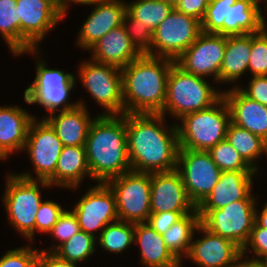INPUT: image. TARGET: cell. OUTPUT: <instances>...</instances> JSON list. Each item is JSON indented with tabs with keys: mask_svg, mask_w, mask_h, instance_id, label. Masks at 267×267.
I'll return each instance as SVG.
<instances>
[{
	"mask_svg": "<svg viewBox=\"0 0 267 267\" xmlns=\"http://www.w3.org/2000/svg\"><path fill=\"white\" fill-rule=\"evenodd\" d=\"M124 2L122 0H101L93 4L94 10L84 21L76 41L82 50H88L110 30L123 24L126 13V3Z\"/></svg>",
	"mask_w": 267,
	"mask_h": 267,
	"instance_id": "19",
	"label": "cell"
},
{
	"mask_svg": "<svg viewBox=\"0 0 267 267\" xmlns=\"http://www.w3.org/2000/svg\"><path fill=\"white\" fill-rule=\"evenodd\" d=\"M226 139L242 158L258 171L255 161L265 154V140L232 122L228 126Z\"/></svg>",
	"mask_w": 267,
	"mask_h": 267,
	"instance_id": "30",
	"label": "cell"
},
{
	"mask_svg": "<svg viewBox=\"0 0 267 267\" xmlns=\"http://www.w3.org/2000/svg\"><path fill=\"white\" fill-rule=\"evenodd\" d=\"M251 77L247 85L248 88L238 85L239 90L249 99L257 101L267 107V77L265 75Z\"/></svg>",
	"mask_w": 267,
	"mask_h": 267,
	"instance_id": "43",
	"label": "cell"
},
{
	"mask_svg": "<svg viewBox=\"0 0 267 267\" xmlns=\"http://www.w3.org/2000/svg\"><path fill=\"white\" fill-rule=\"evenodd\" d=\"M265 154L267 155V140L265 141Z\"/></svg>",
	"mask_w": 267,
	"mask_h": 267,
	"instance_id": "54",
	"label": "cell"
},
{
	"mask_svg": "<svg viewBox=\"0 0 267 267\" xmlns=\"http://www.w3.org/2000/svg\"><path fill=\"white\" fill-rule=\"evenodd\" d=\"M251 51V34L226 36L223 61L219 72V82L234 83L248 71Z\"/></svg>",
	"mask_w": 267,
	"mask_h": 267,
	"instance_id": "28",
	"label": "cell"
},
{
	"mask_svg": "<svg viewBox=\"0 0 267 267\" xmlns=\"http://www.w3.org/2000/svg\"><path fill=\"white\" fill-rule=\"evenodd\" d=\"M91 179L106 183L131 170L127 152L126 114L95 116L85 143Z\"/></svg>",
	"mask_w": 267,
	"mask_h": 267,
	"instance_id": "2",
	"label": "cell"
},
{
	"mask_svg": "<svg viewBox=\"0 0 267 267\" xmlns=\"http://www.w3.org/2000/svg\"><path fill=\"white\" fill-rule=\"evenodd\" d=\"M35 118L21 106H0V152L6 158L12 152L24 149L29 127Z\"/></svg>",
	"mask_w": 267,
	"mask_h": 267,
	"instance_id": "24",
	"label": "cell"
},
{
	"mask_svg": "<svg viewBox=\"0 0 267 267\" xmlns=\"http://www.w3.org/2000/svg\"><path fill=\"white\" fill-rule=\"evenodd\" d=\"M257 171H225L213 187L209 196L197 210H217L235 201L244 200L253 190L252 184Z\"/></svg>",
	"mask_w": 267,
	"mask_h": 267,
	"instance_id": "22",
	"label": "cell"
},
{
	"mask_svg": "<svg viewBox=\"0 0 267 267\" xmlns=\"http://www.w3.org/2000/svg\"><path fill=\"white\" fill-rule=\"evenodd\" d=\"M263 1H264L263 3L266 4V6H265V7H266L265 10H266V12H267V0H263ZM257 2L260 4V3H261V0H258Z\"/></svg>",
	"mask_w": 267,
	"mask_h": 267,
	"instance_id": "51",
	"label": "cell"
},
{
	"mask_svg": "<svg viewBox=\"0 0 267 267\" xmlns=\"http://www.w3.org/2000/svg\"><path fill=\"white\" fill-rule=\"evenodd\" d=\"M39 252L28 245L8 250L0 258V267H37Z\"/></svg>",
	"mask_w": 267,
	"mask_h": 267,
	"instance_id": "40",
	"label": "cell"
},
{
	"mask_svg": "<svg viewBox=\"0 0 267 267\" xmlns=\"http://www.w3.org/2000/svg\"><path fill=\"white\" fill-rule=\"evenodd\" d=\"M78 73L92 99L105 108L103 115L124 114L121 68L85 60L79 65Z\"/></svg>",
	"mask_w": 267,
	"mask_h": 267,
	"instance_id": "10",
	"label": "cell"
},
{
	"mask_svg": "<svg viewBox=\"0 0 267 267\" xmlns=\"http://www.w3.org/2000/svg\"><path fill=\"white\" fill-rule=\"evenodd\" d=\"M77 217L81 231L96 238L110 223L119 220L116 199L113 191L106 183H98L89 188L72 209Z\"/></svg>",
	"mask_w": 267,
	"mask_h": 267,
	"instance_id": "15",
	"label": "cell"
},
{
	"mask_svg": "<svg viewBox=\"0 0 267 267\" xmlns=\"http://www.w3.org/2000/svg\"><path fill=\"white\" fill-rule=\"evenodd\" d=\"M162 1H165V2H167V3H169V4L173 5V6H175L176 3L178 2V0H162Z\"/></svg>",
	"mask_w": 267,
	"mask_h": 267,
	"instance_id": "50",
	"label": "cell"
},
{
	"mask_svg": "<svg viewBox=\"0 0 267 267\" xmlns=\"http://www.w3.org/2000/svg\"><path fill=\"white\" fill-rule=\"evenodd\" d=\"M91 172L87 163L85 146H63L54 175L47 181L51 186L78 189Z\"/></svg>",
	"mask_w": 267,
	"mask_h": 267,
	"instance_id": "26",
	"label": "cell"
},
{
	"mask_svg": "<svg viewBox=\"0 0 267 267\" xmlns=\"http://www.w3.org/2000/svg\"><path fill=\"white\" fill-rule=\"evenodd\" d=\"M225 45L226 36L201 32L175 63L184 71L196 76L207 78L211 75L218 84Z\"/></svg>",
	"mask_w": 267,
	"mask_h": 267,
	"instance_id": "14",
	"label": "cell"
},
{
	"mask_svg": "<svg viewBox=\"0 0 267 267\" xmlns=\"http://www.w3.org/2000/svg\"><path fill=\"white\" fill-rule=\"evenodd\" d=\"M255 223L259 227H263L267 229V202L265 203L263 209H261V212L259 213V210L255 211Z\"/></svg>",
	"mask_w": 267,
	"mask_h": 267,
	"instance_id": "49",
	"label": "cell"
},
{
	"mask_svg": "<svg viewBox=\"0 0 267 267\" xmlns=\"http://www.w3.org/2000/svg\"><path fill=\"white\" fill-rule=\"evenodd\" d=\"M213 162L222 171H255L232 147L227 139L220 141L209 151Z\"/></svg>",
	"mask_w": 267,
	"mask_h": 267,
	"instance_id": "35",
	"label": "cell"
},
{
	"mask_svg": "<svg viewBox=\"0 0 267 267\" xmlns=\"http://www.w3.org/2000/svg\"><path fill=\"white\" fill-rule=\"evenodd\" d=\"M20 19V53L37 55L39 42L63 19L56 0H17Z\"/></svg>",
	"mask_w": 267,
	"mask_h": 267,
	"instance_id": "11",
	"label": "cell"
},
{
	"mask_svg": "<svg viewBox=\"0 0 267 267\" xmlns=\"http://www.w3.org/2000/svg\"><path fill=\"white\" fill-rule=\"evenodd\" d=\"M96 238L84 231L74 234L69 240L61 244L53 253L59 258L72 263L86 261L96 251Z\"/></svg>",
	"mask_w": 267,
	"mask_h": 267,
	"instance_id": "34",
	"label": "cell"
},
{
	"mask_svg": "<svg viewBox=\"0 0 267 267\" xmlns=\"http://www.w3.org/2000/svg\"><path fill=\"white\" fill-rule=\"evenodd\" d=\"M17 0H0V33L11 53H20V19Z\"/></svg>",
	"mask_w": 267,
	"mask_h": 267,
	"instance_id": "33",
	"label": "cell"
},
{
	"mask_svg": "<svg viewBox=\"0 0 267 267\" xmlns=\"http://www.w3.org/2000/svg\"><path fill=\"white\" fill-rule=\"evenodd\" d=\"M257 200L252 192L244 199L217 210H198L201 224L210 232L229 239L241 249L255 223Z\"/></svg>",
	"mask_w": 267,
	"mask_h": 267,
	"instance_id": "9",
	"label": "cell"
},
{
	"mask_svg": "<svg viewBox=\"0 0 267 267\" xmlns=\"http://www.w3.org/2000/svg\"><path fill=\"white\" fill-rule=\"evenodd\" d=\"M176 124L180 148L209 151L226 139L231 114L226 100L222 97L205 110L189 113Z\"/></svg>",
	"mask_w": 267,
	"mask_h": 267,
	"instance_id": "6",
	"label": "cell"
},
{
	"mask_svg": "<svg viewBox=\"0 0 267 267\" xmlns=\"http://www.w3.org/2000/svg\"><path fill=\"white\" fill-rule=\"evenodd\" d=\"M201 32L199 20L174 8L153 32L152 47L146 55L175 61Z\"/></svg>",
	"mask_w": 267,
	"mask_h": 267,
	"instance_id": "12",
	"label": "cell"
},
{
	"mask_svg": "<svg viewBox=\"0 0 267 267\" xmlns=\"http://www.w3.org/2000/svg\"><path fill=\"white\" fill-rule=\"evenodd\" d=\"M176 170L180 173L187 196L197 208L212 192L222 171L208 151L180 148Z\"/></svg>",
	"mask_w": 267,
	"mask_h": 267,
	"instance_id": "13",
	"label": "cell"
},
{
	"mask_svg": "<svg viewBox=\"0 0 267 267\" xmlns=\"http://www.w3.org/2000/svg\"><path fill=\"white\" fill-rule=\"evenodd\" d=\"M3 196L9 224L28 241L34 240L36 214L43 202L40 187H50L47 181L36 180L31 173L8 174Z\"/></svg>",
	"mask_w": 267,
	"mask_h": 267,
	"instance_id": "5",
	"label": "cell"
},
{
	"mask_svg": "<svg viewBox=\"0 0 267 267\" xmlns=\"http://www.w3.org/2000/svg\"><path fill=\"white\" fill-rule=\"evenodd\" d=\"M151 214L161 212H193L196 207L187 196L177 170L151 173Z\"/></svg>",
	"mask_w": 267,
	"mask_h": 267,
	"instance_id": "18",
	"label": "cell"
},
{
	"mask_svg": "<svg viewBox=\"0 0 267 267\" xmlns=\"http://www.w3.org/2000/svg\"><path fill=\"white\" fill-rule=\"evenodd\" d=\"M175 61L142 54L121 69L124 114H160L167 78Z\"/></svg>",
	"mask_w": 267,
	"mask_h": 267,
	"instance_id": "3",
	"label": "cell"
},
{
	"mask_svg": "<svg viewBox=\"0 0 267 267\" xmlns=\"http://www.w3.org/2000/svg\"><path fill=\"white\" fill-rule=\"evenodd\" d=\"M79 105L59 114H49L44 119L55 130L63 146H85L89 128L94 119L89 115L83 100Z\"/></svg>",
	"mask_w": 267,
	"mask_h": 267,
	"instance_id": "23",
	"label": "cell"
},
{
	"mask_svg": "<svg viewBox=\"0 0 267 267\" xmlns=\"http://www.w3.org/2000/svg\"><path fill=\"white\" fill-rule=\"evenodd\" d=\"M165 121L162 114H126L131 170L146 173L176 170L180 149L177 127L176 123L165 127Z\"/></svg>",
	"mask_w": 267,
	"mask_h": 267,
	"instance_id": "1",
	"label": "cell"
},
{
	"mask_svg": "<svg viewBox=\"0 0 267 267\" xmlns=\"http://www.w3.org/2000/svg\"><path fill=\"white\" fill-rule=\"evenodd\" d=\"M97 237L104 251L121 253L134 243V223L117 220L108 224Z\"/></svg>",
	"mask_w": 267,
	"mask_h": 267,
	"instance_id": "32",
	"label": "cell"
},
{
	"mask_svg": "<svg viewBox=\"0 0 267 267\" xmlns=\"http://www.w3.org/2000/svg\"><path fill=\"white\" fill-rule=\"evenodd\" d=\"M261 10L255 0H237L234 5L228 7L224 20V36L261 32L267 26Z\"/></svg>",
	"mask_w": 267,
	"mask_h": 267,
	"instance_id": "27",
	"label": "cell"
},
{
	"mask_svg": "<svg viewBox=\"0 0 267 267\" xmlns=\"http://www.w3.org/2000/svg\"><path fill=\"white\" fill-rule=\"evenodd\" d=\"M262 262L265 264V266L267 267V256L266 257H264L263 259H262Z\"/></svg>",
	"mask_w": 267,
	"mask_h": 267,
	"instance_id": "52",
	"label": "cell"
},
{
	"mask_svg": "<svg viewBox=\"0 0 267 267\" xmlns=\"http://www.w3.org/2000/svg\"><path fill=\"white\" fill-rule=\"evenodd\" d=\"M37 267H77L76 263L59 258L53 252L41 251L38 255Z\"/></svg>",
	"mask_w": 267,
	"mask_h": 267,
	"instance_id": "46",
	"label": "cell"
},
{
	"mask_svg": "<svg viewBox=\"0 0 267 267\" xmlns=\"http://www.w3.org/2000/svg\"><path fill=\"white\" fill-rule=\"evenodd\" d=\"M106 184L115 195L119 220L134 224L147 222L151 214V173L130 170Z\"/></svg>",
	"mask_w": 267,
	"mask_h": 267,
	"instance_id": "8",
	"label": "cell"
},
{
	"mask_svg": "<svg viewBox=\"0 0 267 267\" xmlns=\"http://www.w3.org/2000/svg\"><path fill=\"white\" fill-rule=\"evenodd\" d=\"M174 6L162 0H136L126 4V12L152 32L167 18Z\"/></svg>",
	"mask_w": 267,
	"mask_h": 267,
	"instance_id": "31",
	"label": "cell"
},
{
	"mask_svg": "<svg viewBox=\"0 0 267 267\" xmlns=\"http://www.w3.org/2000/svg\"><path fill=\"white\" fill-rule=\"evenodd\" d=\"M88 50L92 52L91 60L121 69L142 55L131 42L123 25L110 30Z\"/></svg>",
	"mask_w": 267,
	"mask_h": 267,
	"instance_id": "21",
	"label": "cell"
},
{
	"mask_svg": "<svg viewBox=\"0 0 267 267\" xmlns=\"http://www.w3.org/2000/svg\"><path fill=\"white\" fill-rule=\"evenodd\" d=\"M64 210L59 203L43 201L36 214L35 233L39 231L48 234Z\"/></svg>",
	"mask_w": 267,
	"mask_h": 267,
	"instance_id": "41",
	"label": "cell"
},
{
	"mask_svg": "<svg viewBox=\"0 0 267 267\" xmlns=\"http://www.w3.org/2000/svg\"><path fill=\"white\" fill-rule=\"evenodd\" d=\"M247 255L248 254H241L232 267H266L262 260L254 258L247 259Z\"/></svg>",
	"mask_w": 267,
	"mask_h": 267,
	"instance_id": "48",
	"label": "cell"
},
{
	"mask_svg": "<svg viewBox=\"0 0 267 267\" xmlns=\"http://www.w3.org/2000/svg\"><path fill=\"white\" fill-rule=\"evenodd\" d=\"M192 212H161L150 214L147 224L156 230L159 234L165 233L173 224L178 222L184 215Z\"/></svg>",
	"mask_w": 267,
	"mask_h": 267,
	"instance_id": "44",
	"label": "cell"
},
{
	"mask_svg": "<svg viewBox=\"0 0 267 267\" xmlns=\"http://www.w3.org/2000/svg\"><path fill=\"white\" fill-rule=\"evenodd\" d=\"M210 0H178L174 8L188 16L202 21Z\"/></svg>",
	"mask_w": 267,
	"mask_h": 267,
	"instance_id": "45",
	"label": "cell"
},
{
	"mask_svg": "<svg viewBox=\"0 0 267 267\" xmlns=\"http://www.w3.org/2000/svg\"><path fill=\"white\" fill-rule=\"evenodd\" d=\"M101 0H56V5H57V8L60 12V14L65 17L66 16V12H68V4H71V3H78V4H82V5H93L97 2H99Z\"/></svg>",
	"mask_w": 267,
	"mask_h": 267,
	"instance_id": "47",
	"label": "cell"
},
{
	"mask_svg": "<svg viewBox=\"0 0 267 267\" xmlns=\"http://www.w3.org/2000/svg\"><path fill=\"white\" fill-rule=\"evenodd\" d=\"M222 92L230 110L231 122L266 141L267 107L249 99L236 86Z\"/></svg>",
	"mask_w": 267,
	"mask_h": 267,
	"instance_id": "20",
	"label": "cell"
},
{
	"mask_svg": "<svg viewBox=\"0 0 267 267\" xmlns=\"http://www.w3.org/2000/svg\"><path fill=\"white\" fill-rule=\"evenodd\" d=\"M200 224L201 218L196 208L162 234L166 247L180 262L184 256H187L194 233Z\"/></svg>",
	"mask_w": 267,
	"mask_h": 267,
	"instance_id": "29",
	"label": "cell"
},
{
	"mask_svg": "<svg viewBox=\"0 0 267 267\" xmlns=\"http://www.w3.org/2000/svg\"><path fill=\"white\" fill-rule=\"evenodd\" d=\"M253 252V258L262 260L267 256V229L259 227L254 223L253 229L251 230L250 237L247 243L242 248V254L245 252ZM256 255V256H255Z\"/></svg>",
	"mask_w": 267,
	"mask_h": 267,
	"instance_id": "42",
	"label": "cell"
},
{
	"mask_svg": "<svg viewBox=\"0 0 267 267\" xmlns=\"http://www.w3.org/2000/svg\"><path fill=\"white\" fill-rule=\"evenodd\" d=\"M248 70L252 76L267 73V26L261 32L251 34Z\"/></svg>",
	"mask_w": 267,
	"mask_h": 267,
	"instance_id": "37",
	"label": "cell"
},
{
	"mask_svg": "<svg viewBox=\"0 0 267 267\" xmlns=\"http://www.w3.org/2000/svg\"><path fill=\"white\" fill-rule=\"evenodd\" d=\"M196 231L204 237L192 239L187 258L199 267H232L242 254V249L229 239L210 232L202 224Z\"/></svg>",
	"mask_w": 267,
	"mask_h": 267,
	"instance_id": "17",
	"label": "cell"
},
{
	"mask_svg": "<svg viewBox=\"0 0 267 267\" xmlns=\"http://www.w3.org/2000/svg\"><path fill=\"white\" fill-rule=\"evenodd\" d=\"M80 225L73 211L64 210L58 218L56 224L52 227L49 234L60 241L59 244H53L46 252H54L61 244L69 240L74 234L80 231Z\"/></svg>",
	"mask_w": 267,
	"mask_h": 267,
	"instance_id": "38",
	"label": "cell"
},
{
	"mask_svg": "<svg viewBox=\"0 0 267 267\" xmlns=\"http://www.w3.org/2000/svg\"><path fill=\"white\" fill-rule=\"evenodd\" d=\"M62 149V141L51 125L44 118L39 122L35 118L23 150L31 159L36 180L48 181L54 175Z\"/></svg>",
	"mask_w": 267,
	"mask_h": 267,
	"instance_id": "16",
	"label": "cell"
},
{
	"mask_svg": "<svg viewBox=\"0 0 267 267\" xmlns=\"http://www.w3.org/2000/svg\"><path fill=\"white\" fill-rule=\"evenodd\" d=\"M37 60L36 77L24 91L25 102L29 105L39 104L50 114L58 112L59 109L67 111L77 107L78 102L68 103L70 91L76 87L75 75L48 68L40 56Z\"/></svg>",
	"mask_w": 267,
	"mask_h": 267,
	"instance_id": "7",
	"label": "cell"
},
{
	"mask_svg": "<svg viewBox=\"0 0 267 267\" xmlns=\"http://www.w3.org/2000/svg\"><path fill=\"white\" fill-rule=\"evenodd\" d=\"M236 1L210 0L201 21L202 32L224 35V20L227 17L228 7L234 5Z\"/></svg>",
	"mask_w": 267,
	"mask_h": 267,
	"instance_id": "36",
	"label": "cell"
},
{
	"mask_svg": "<svg viewBox=\"0 0 267 267\" xmlns=\"http://www.w3.org/2000/svg\"><path fill=\"white\" fill-rule=\"evenodd\" d=\"M122 25L131 42L142 54H146L152 47L153 32L141 23H137L127 12L124 15Z\"/></svg>",
	"mask_w": 267,
	"mask_h": 267,
	"instance_id": "39",
	"label": "cell"
},
{
	"mask_svg": "<svg viewBox=\"0 0 267 267\" xmlns=\"http://www.w3.org/2000/svg\"><path fill=\"white\" fill-rule=\"evenodd\" d=\"M204 77L184 71L175 62L167 78L166 100L160 114L178 120L189 113L205 110L217 103L223 92L216 90Z\"/></svg>",
	"mask_w": 267,
	"mask_h": 267,
	"instance_id": "4",
	"label": "cell"
},
{
	"mask_svg": "<svg viewBox=\"0 0 267 267\" xmlns=\"http://www.w3.org/2000/svg\"><path fill=\"white\" fill-rule=\"evenodd\" d=\"M134 242L141 252L146 267H181V262L166 247L162 234L146 222L134 224Z\"/></svg>",
	"mask_w": 267,
	"mask_h": 267,
	"instance_id": "25",
	"label": "cell"
},
{
	"mask_svg": "<svg viewBox=\"0 0 267 267\" xmlns=\"http://www.w3.org/2000/svg\"><path fill=\"white\" fill-rule=\"evenodd\" d=\"M0 159L1 160H7V158L0 152Z\"/></svg>",
	"mask_w": 267,
	"mask_h": 267,
	"instance_id": "53",
	"label": "cell"
}]
</instances>
